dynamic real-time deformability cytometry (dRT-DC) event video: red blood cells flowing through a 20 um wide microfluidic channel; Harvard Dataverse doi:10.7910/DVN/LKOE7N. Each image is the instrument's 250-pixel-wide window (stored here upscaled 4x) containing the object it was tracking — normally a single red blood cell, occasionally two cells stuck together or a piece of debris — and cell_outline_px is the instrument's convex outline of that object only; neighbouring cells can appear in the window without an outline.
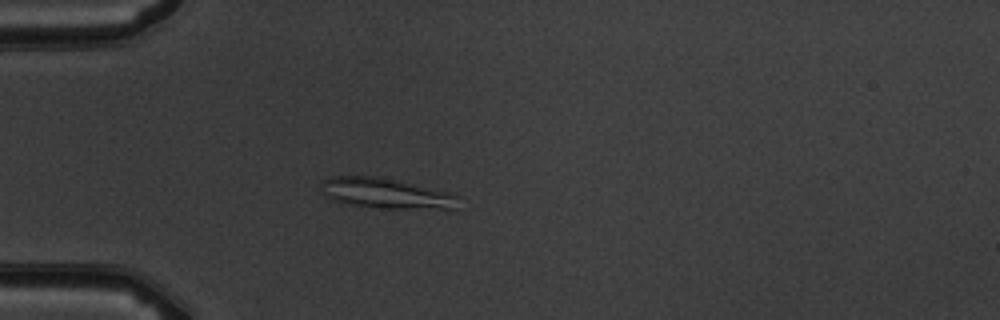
{"species": "common noctule bat (a hibernating species)", "species_latin": "Nyctalus noctula", "temperature_condition": "warm", "stored_images_in_passage": 7, "camera_frame_rate_fps": 3000, "um_per_image_px": 0.085, "animal": {"sex": "male", "body_mass_g": 19.5, "forearm_length_mm": 54.6}, "frame": {"image": 1, "passage_image": 5, "time_ms": 4.667, "image_size_px": [1000, 320], "cell_outline_px": [[460, 196], [456, 208], [380, 208], [352, 204], [336, 200], [324, 196], [320, 192], [320, 180], [332, 176], [376, 176], [396, 180], [448, 192]], "centroid_in_image_um": [32.74, 16.41], "position_along_channel_um": 52.3, "area_um2": 24.04}}
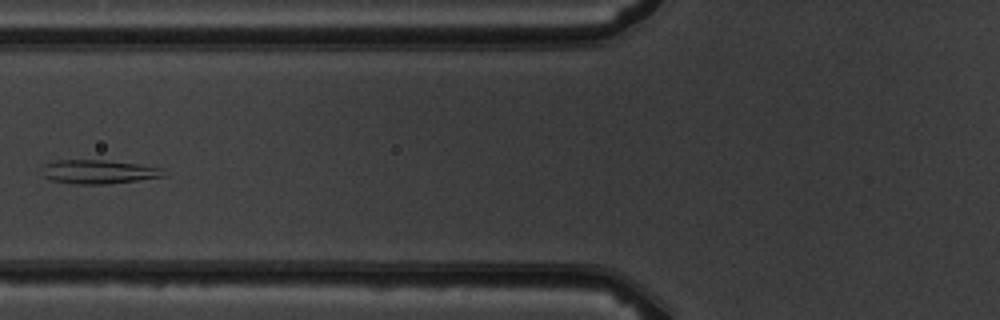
{"frame": {"image": 2, "passage_image": 7, "time_ms": 6.667, "image_size_px": [1000, 320], "cell_outline_px": [[168, 176], [104, 184], [72, 184], [52, 180], [44, 176], [44, 164], [56, 160], [104, 160], [136, 164], [164, 168]], "centroid_in_image_um": [8.42, 14.6], "position_along_channel_um": 117.4, "area_um2": 16.82}}